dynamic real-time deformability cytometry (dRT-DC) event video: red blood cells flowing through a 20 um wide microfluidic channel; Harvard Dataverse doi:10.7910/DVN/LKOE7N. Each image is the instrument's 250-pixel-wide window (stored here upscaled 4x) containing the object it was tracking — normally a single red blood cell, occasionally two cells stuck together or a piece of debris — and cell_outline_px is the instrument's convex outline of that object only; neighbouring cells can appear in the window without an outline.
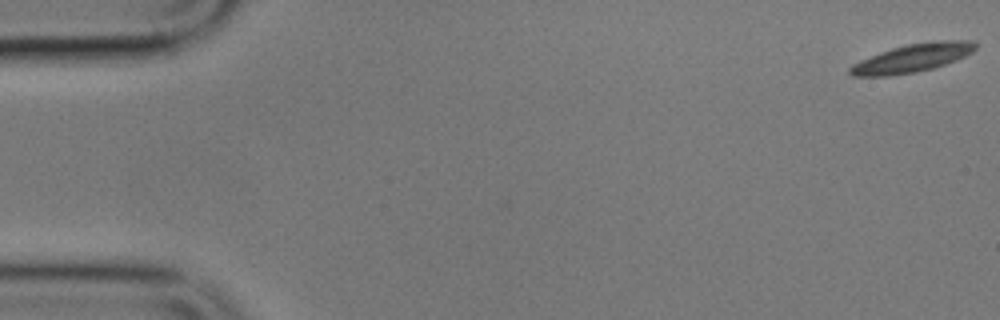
{"species": "common noctule bat (a hibernating species)", "species_latin": "Nyctalus noctula", "temperature_condition": "cold", "stored_images_in_passage": 5, "camera_frame_rate_fps": 3000, "um_per_image_px": 0.085, "animal": {"sex": "male", "body_mass_g": 17.9}, "frame": {"image": 1, "passage_image": 1, "time_ms": 0.0, "image_size_px": [1000, 320], "cell_outline_px": [[976, 48], [972, 52], [956, 60], [932, 68], [916, 72], [888, 76], [852, 76], [848, 72], [848, 68], [852, 64], [860, 60], [880, 52], [892, 48], [908, 44], [936, 40], [972, 40], [976, 44]], "centroid_in_image_um": [77.53, 4.93], "position_along_channel_um": 7.5, "area_um2": 20.63}}
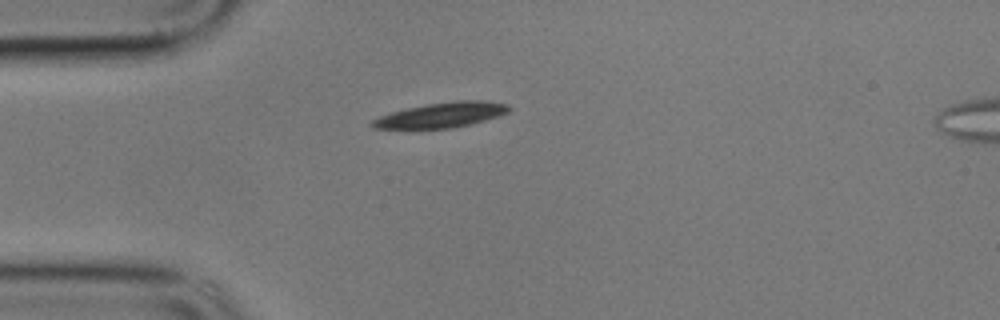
{"frame": {"image": 2, "passage_image": 4, "time_ms": 3.333, "image_size_px": [1000, 320], "cell_outline_px": [[512, 108], [508, 112], [500, 116], [472, 124], [452, 128], [372, 128], [368, 124], [372, 120], [380, 116], [392, 112], [408, 108], [428, 104], [456, 100], [488, 100], [508, 104]], "centroid_in_image_um": [37.59, 9.76], "position_along_channel_um": 47.4, "area_um2": 20.06}}